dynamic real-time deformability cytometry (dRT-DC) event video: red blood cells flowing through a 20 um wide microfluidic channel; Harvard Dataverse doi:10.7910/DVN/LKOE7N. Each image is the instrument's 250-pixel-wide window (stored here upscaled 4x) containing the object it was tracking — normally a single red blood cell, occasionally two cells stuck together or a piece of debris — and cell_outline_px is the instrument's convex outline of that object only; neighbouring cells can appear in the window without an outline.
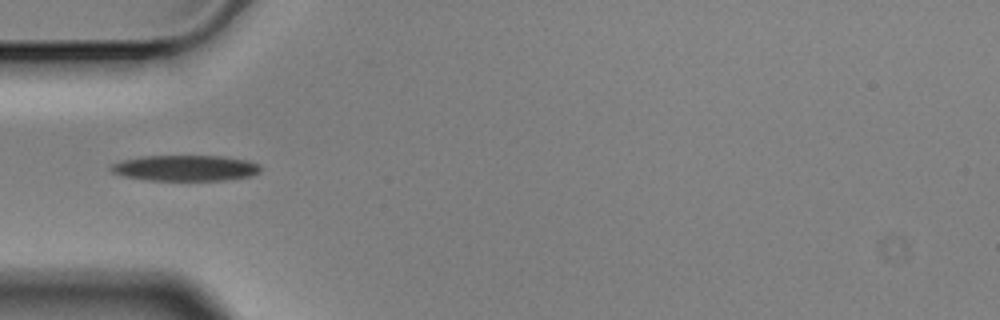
{"species": "Egyptian fruit bat (a non-hibernating species)", "species_latin": "Rousettus aegyptiacus", "temperature_condition": "cold", "stored_images_in_passage": 5, "camera_frame_rate_fps": 3000, "um_per_image_px": 0.085, "animal": {"sex": "male"}, "frame": {"image": 1, "passage_image": 5, "time_ms": 1.333, "image_size_px": [1000, 320], "cell_outline_px": [[260, 172], [252, 176], [224, 180], [148, 180], [124, 176], [112, 172], [108, 168], [112, 164], [124, 160], [144, 156], [224, 156], [244, 160], [260, 164]], "centroid_in_image_um": [15.77, 14.28], "position_along_channel_um": 69.2, "area_um2": 22.37}}